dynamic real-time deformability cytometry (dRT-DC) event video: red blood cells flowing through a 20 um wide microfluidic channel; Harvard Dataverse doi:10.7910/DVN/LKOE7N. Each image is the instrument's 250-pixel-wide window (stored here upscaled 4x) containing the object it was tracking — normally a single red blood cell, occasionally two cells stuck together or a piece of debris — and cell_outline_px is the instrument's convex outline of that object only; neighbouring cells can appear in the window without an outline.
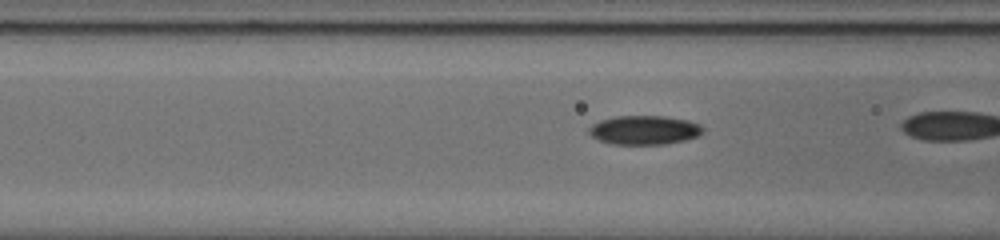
{"species": "common noctule bat (a hibernating species)", "species_latin": "Nyctalus noctula", "temperature_condition": "cold", "stored_images_in_passage": 36, "camera_frame_rate_fps": 3000, "um_per_image_px": 0.085, "animal": {"sex": "male", "body_mass_g": 20.0, "forearm_length_mm": 53.3}, "frame": {"image": 1, "passage_image": 16, "time_ms": 5.0, "image_size_px": [1000, 240], "cell_outline_px": [[704, 132], [696, 136], [684, 140], [664, 144], [612, 144], [600, 140], [592, 136], [588, 132], [588, 128], [592, 124], [600, 120], [616, 116], [664, 116], [688, 120], [700, 124], [704, 128]], "centroid_in_image_um": [54.76, 11.05], "position_along_channel_um": 111.8, "area_um2": 19.25}}